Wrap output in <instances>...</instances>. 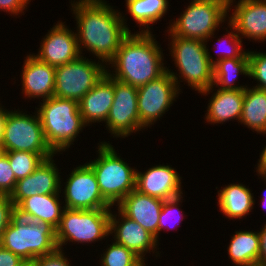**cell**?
Returning <instances> with one entry per match:
<instances>
[{"label":"cell","instance_id":"30bf717a","mask_svg":"<svg viewBox=\"0 0 266 266\" xmlns=\"http://www.w3.org/2000/svg\"><path fill=\"white\" fill-rule=\"evenodd\" d=\"M80 55L55 69L54 96L79 102L107 73L102 61Z\"/></svg>","mask_w":266,"mask_h":266},{"label":"cell","instance_id":"60d3db41","mask_svg":"<svg viewBox=\"0 0 266 266\" xmlns=\"http://www.w3.org/2000/svg\"><path fill=\"white\" fill-rule=\"evenodd\" d=\"M5 106H0V145L3 139V132H4V127H5V122H6V117H7V112L9 109H4Z\"/></svg>","mask_w":266,"mask_h":266},{"label":"cell","instance_id":"9a60e30c","mask_svg":"<svg viewBox=\"0 0 266 266\" xmlns=\"http://www.w3.org/2000/svg\"><path fill=\"white\" fill-rule=\"evenodd\" d=\"M59 20L43 37L37 54L32 53L41 62L57 67L77 59L81 54L76 31L69 29Z\"/></svg>","mask_w":266,"mask_h":266},{"label":"cell","instance_id":"ee69618b","mask_svg":"<svg viewBox=\"0 0 266 266\" xmlns=\"http://www.w3.org/2000/svg\"><path fill=\"white\" fill-rule=\"evenodd\" d=\"M18 266H36L34 260H22Z\"/></svg>","mask_w":266,"mask_h":266},{"label":"cell","instance_id":"4dcf8cb0","mask_svg":"<svg viewBox=\"0 0 266 266\" xmlns=\"http://www.w3.org/2000/svg\"><path fill=\"white\" fill-rule=\"evenodd\" d=\"M183 200L184 199L182 195H180L172 199H167L163 202L159 224H158V239L159 240H160L159 234H161L160 233L161 231H165V229H167V231L172 230V229L177 230V228H179L178 225H180L183 219H185L184 216L185 217L187 216V215H183L184 211H182L181 208H179Z\"/></svg>","mask_w":266,"mask_h":266},{"label":"cell","instance_id":"9c48e42d","mask_svg":"<svg viewBox=\"0 0 266 266\" xmlns=\"http://www.w3.org/2000/svg\"><path fill=\"white\" fill-rule=\"evenodd\" d=\"M25 112L19 108L8 110L1 142L3 152L55 154L46 142L38 112Z\"/></svg>","mask_w":266,"mask_h":266},{"label":"cell","instance_id":"f1b7e54d","mask_svg":"<svg viewBox=\"0 0 266 266\" xmlns=\"http://www.w3.org/2000/svg\"><path fill=\"white\" fill-rule=\"evenodd\" d=\"M9 159L10 166L16 180L30 175L45 160L56 154H35L32 152L10 151L4 152Z\"/></svg>","mask_w":266,"mask_h":266},{"label":"cell","instance_id":"d4e9b609","mask_svg":"<svg viewBox=\"0 0 266 266\" xmlns=\"http://www.w3.org/2000/svg\"><path fill=\"white\" fill-rule=\"evenodd\" d=\"M227 254L235 266H259V231L239 230L232 235Z\"/></svg>","mask_w":266,"mask_h":266},{"label":"cell","instance_id":"7a4b0ae2","mask_svg":"<svg viewBox=\"0 0 266 266\" xmlns=\"http://www.w3.org/2000/svg\"><path fill=\"white\" fill-rule=\"evenodd\" d=\"M164 61L162 47L152 32H130L107 63L110 68L113 67L111 71L107 66V74L139 88L166 72L167 63Z\"/></svg>","mask_w":266,"mask_h":266},{"label":"cell","instance_id":"603a6c76","mask_svg":"<svg viewBox=\"0 0 266 266\" xmlns=\"http://www.w3.org/2000/svg\"><path fill=\"white\" fill-rule=\"evenodd\" d=\"M61 194H37L24 199L16 208V214L31 221L48 222L55 228L60 224L64 210Z\"/></svg>","mask_w":266,"mask_h":266},{"label":"cell","instance_id":"6da1fadb","mask_svg":"<svg viewBox=\"0 0 266 266\" xmlns=\"http://www.w3.org/2000/svg\"><path fill=\"white\" fill-rule=\"evenodd\" d=\"M69 4L77 21L80 54L87 50L107 65L131 32L126 23L128 18L105 0H71Z\"/></svg>","mask_w":266,"mask_h":266},{"label":"cell","instance_id":"8d00e7d4","mask_svg":"<svg viewBox=\"0 0 266 266\" xmlns=\"http://www.w3.org/2000/svg\"><path fill=\"white\" fill-rule=\"evenodd\" d=\"M30 2L31 0H0V11L10 14V16L16 17L20 14L22 16Z\"/></svg>","mask_w":266,"mask_h":266},{"label":"cell","instance_id":"d6986e66","mask_svg":"<svg viewBox=\"0 0 266 266\" xmlns=\"http://www.w3.org/2000/svg\"><path fill=\"white\" fill-rule=\"evenodd\" d=\"M55 69L29 53L22 65L21 85L25 99L46 100L54 96Z\"/></svg>","mask_w":266,"mask_h":266},{"label":"cell","instance_id":"484cf974","mask_svg":"<svg viewBox=\"0 0 266 266\" xmlns=\"http://www.w3.org/2000/svg\"><path fill=\"white\" fill-rule=\"evenodd\" d=\"M240 124L245 125L257 134H266V90L246 87Z\"/></svg>","mask_w":266,"mask_h":266},{"label":"cell","instance_id":"ba28073f","mask_svg":"<svg viewBox=\"0 0 266 266\" xmlns=\"http://www.w3.org/2000/svg\"><path fill=\"white\" fill-rule=\"evenodd\" d=\"M178 18L169 21L168 30L182 38L209 42L218 27L228 22V10L219 3L206 0H191Z\"/></svg>","mask_w":266,"mask_h":266},{"label":"cell","instance_id":"ac0fdd59","mask_svg":"<svg viewBox=\"0 0 266 266\" xmlns=\"http://www.w3.org/2000/svg\"><path fill=\"white\" fill-rule=\"evenodd\" d=\"M234 4L228 22L238 35L252 42L266 41V0H238Z\"/></svg>","mask_w":266,"mask_h":266},{"label":"cell","instance_id":"277c9868","mask_svg":"<svg viewBox=\"0 0 266 266\" xmlns=\"http://www.w3.org/2000/svg\"><path fill=\"white\" fill-rule=\"evenodd\" d=\"M41 101L35 109L39 114L46 142L56 155L63 154L74 145L78 134L87 127L79 112L78 102L56 96Z\"/></svg>","mask_w":266,"mask_h":266},{"label":"cell","instance_id":"2e32d148","mask_svg":"<svg viewBox=\"0 0 266 266\" xmlns=\"http://www.w3.org/2000/svg\"><path fill=\"white\" fill-rule=\"evenodd\" d=\"M53 157L45 159L33 173L16 182L10 198L15 208L26 198L37 194H61V175Z\"/></svg>","mask_w":266,"mask_h":266},{"label":"cell","instance_id":"4316f807","mask_svg":"<svg viewBox=\"0 0 266 266\" xmlns=\"http://www.w3.org/2000/svg\"><path fill=\"white\" fill-rule=\"evenodd\" d=\"M126 13L139 26L138 32L150 33L151 24L161 21L168 13L169 0H125ZM143 29V30H142Z\"/></svg>","mask_w":266,"mask_h":266},{"label":"cell","instance_id":"d6a6232c","mask_svg":"<svg viewBox=\"0 0 266 266\" xmlns=\"http://www.w3.org/2000/svg\"><path fill=\"white\" fill-rule=\"evenodd\" d=\"M249 76L248 78H252L257 81L256 88H260L266 90V53L259 52L256 50L249 51Z\"/></svg>","mask_w":266,"mask_h":266},{"label":"cell","instance_id":"5bb4252c","mask_svg":"<svg viewBox=\"0 0 266 266\" xmlns=\"http://www.w3.org/2000/svg\"><path fill=\"white\" fill-rule=\"evenodd\" d=\"M116 210H118L117 213L115 211L110 213L109 235L114 239L111 240L133 251L144 262H146L147 253H155L158 258L161 252L157 251L159 250L157 238L139 223L125 216L118 208Z\"/></svg>","mask_w":266,"mask_h":266},{"label":"cell","instance_id":"f546056e","mask_svg":"<svg viewBox=\"0 0 266 266\" xmlns=\"http://www.w3.org/2000/svg\"><path fill=\"white\" fill-rule=\"evenodd\" d=\"M101 256V266H147L140 257L125 246L115 243L108 244Z\"/></svg>","mask_w":266,"mask_h":266},{"label":"cell","instance_id":"8fae6325","mask_svg":"<svg viewBox=\"0 0 266 266\" xmlns=\"http://www.w3.org/2000/svg\"><path fill=\"white\" fill-rule=\"evenodd\" d=\"M68 174L61 198L63 205L68 209L91 210V209H111L113 208L100 193L98 182L92 168L84 163L76 166Z\"/></svg>","mask_w":266,"mask_h":266},{"label":"cell","instance_id":"e0dca14e","mask_svg":"<svg viewBox=\"0 0 266 266\" xmlns=\"http://www.w3.org/2000/svg\"><path fill=\"white\" fill-rule=\"evenodd\" d=\"M181 180L170 165H154L144 172L136 170L135 190L165 201L184 194Z\"/></svg>","mask_w":266,"mask_h":266},{"label":"cell","instance_id":"b9f144b4","mask_svg":"<svg viewBox=\"0 0 266 266\" xmlns=\"http://www.w3.org/2000/svg\"><path fill=\"white\" fill-rule=\"evenodd\" d=\"M206 1H212V2L219 3L220 5H222L223 7H225L228 10V13H231L230 12L231 7L236 0H206Z\"/></svg>","mask_w":266,"mask_h":266},{"label":"cell","instance_id":"74e56055","mask_svg":"<svg viewBox=\"0 0 266 266\" xmlns=\"http://www.w3.org/2000/svg\"><path fill=\"white\" fill-rule=\"evenodd\" d=\"M23 259L0 244V266H18Z\"/></svg>","mask_w":266,"mask_h":266},{"label":"cell","instance_id":"7402d4cb","mask_svg":"<svg viewBox=\"0 0 266 266\" xmlns=\"http://www.w3.org/2000/svg\"><path fill=\"white\" fill-rule=\"evenodd\" d=\"M114 100V78L107 73L78 102L79 112L87 126L106 121Z\"/></svg>","mask_w":266,"mask_h":266},{"label":"cell","instance_id":"ab89813d","mask_svg":"<svg viewBox=\"0 0 266 266\" xmlns=\"http://www.w3.org/2000/svg\"><path fill=\"white\" fill-rule=\"evenodd\" d=\"M260 159H258V163L256 166V172L258 177L259 176H265L266 177V146L263 147L262 151L260 152L259 155Z\"/></svg>","mask_w":266,"mask_h":266},{"label":"cell","instance_id":"5b68a950","mask_svg":"<svg viewBox=\"0 0 266 266\" xmlns=\"http://www.w3.org/2000/svg\"><path fill=\"white\" fill-rule=\"evenodd\" d=\"M97 145L98 157L87 164L95 173L103 198L113 207L135 189L136 167H131L111 143L101 141Z\"/></svg>","mask_w":266,"mask_h":266},{"label":"cell","instance_id":"d590c367","mask_svg":"<svg viewBox=\"0 0 266 266\" xmlns=\"http://www.w3.org/2000/svg\"><path fill=\"white\" fill-rule=\"evenodd\" d=\"M64 250L57 249L55 252L49 254L40 256L36 259L35 265L36 266H71L72 263L69 258H67V255H65L66 252H63Z\"/></svg>","mask_w":266,"mask_h":266},{"label":"cell","instance_id":"7bdbcfd3","mask_svg":"<svg viewBox=\"0 0 266 266\" xmlns=\"http://www.w3.org/2000/svg\"><path fill=\"white\" fill-rule=\"evenodd\" d=\"M259 178L263 179L265 182H266V177L265 176H260ZM265 194V195H264ZM264 194L262 197H260V200H261V205L262 206V209L266 210V189L264 190Z\"/></svg>","mask_w":266,"mask_h":266},{"label":"cell","instance_id":"3957f363","mask_svg":"<svg viewBox=\"0 0 266 266\" xmlns=\"http://www.w3.org/2000/svg\"><path fill=\"white\" fill-rule=\"evenodd\" d=\"M166 32L170 42L168 43L169 56L172 57L178 74L171 71L169 66L166 71L175 80L179 91H182L180 82L183 81L198 93L209 89L213 85L214 57L210 54L208 43L174 36L168 29Z\"/></svg>","mask_w":266,"mask_h":266},{"label":"cell","instance_id":"1f68e13d","mask_svg":"<svg viewBox=\"0 0 266 266\" xmlns=\"http://www.w3.org/2000/svg\"><path fill=\"white\" fill-rule=\"evenodd\" d=\"M227 25V28L232 31L230 32L227 28H225V30L228 31V34H223L222 38L219 36V38H217L218 40H215L217 43L221 44L223 50L220 53L219 51L221 49L217 51L218 57L215 58L214 64L223 59L243 58L248 53V50L243 49V40L236 32V29L229 22H227Z\"/></svg>","mask_w":266,"mask_h":266},{"label":"cell","instance_id":"52a82bcc","mask_svg":"<svg viewBox=\"0 0 266 266\" xmlns=\"http://www.w3.org/2000/svg\"><path fill=\"white\" fill-rule=\"evenodd\" d=\"M111 209L78 210L64 208L56 228L57 247L63 250L68 242L88 244L110 236ZM88 243V244H87Z\"/></svg>","mask_w":266,"mask_h":266},{"label":"cell","instance_id":"8992f818","mask_svg":"<svg viewBox=\"0 0 266 266\" xmlns=\"http://www.w3.org/2000/svg\"><path fill=\"white\" fill-rule=\"evenodd\" d=\"M0 244L23 260H34L58 249L56 228L48 222L31 221L15 214Z\"/></svg>","mask_w":266,"mask_h":266},{"label":"cell","instance_id":"83f0119b","mask_svg":"<svg viewBox=\"0 0 266 266\" xmlns=\"http://www.w3.org/2000/svg\"><path fill=\"white\" fill-rule=\"evenodd\" d=\"M240 74L249 76L248 53L243 58H228L216 62L213 65V85L222 90L245 89L247 85L235 84Z\"/></svg>","mask_w":266,"mask_h":266},{"label":"cell","instance_id":"cb8c5ba5","mask_svg":"<svg viewBox=\"0 0 266 266\" xmlns=\"http://www.w3.org/2000/svg\"><path fill=\"white\" fill-rule=\"evenodd\" d=\"M217 204L219 210L229 220L242 219L247 217L254 209V194L248 186L242 183H231L217 190Z\"/></svg>","mask_w":266,"mask_h":266},{"label":"cell","instance_id":"f6af8a7d","mask_svg":"<svg viewBox=\"0 0 266 266\" xmlns=\"http://www.w3.org/2000/svg\"><path fill=\"white\" fill-rule=\"evenodd\" d=\"M2 153H3V148L0 145V156H1Z\"/></svg>","mask_w":266,"mask_h":266},{"label":"cell","instance_id":"e575fe53","mask_svg":"<svg viewBox=\"0 0 266 266\" xmlns=\"http://www.w3.org/2000/svg\"><path fill=\"white\" fill-rule=\"evenodd\" d=\"M16 214L15 206L8 195H0V242L4 231Z\"/></svg>","mask_w":266,"mask_h":266},{"label":"cell","instance_id":"f35d334b","mask_svg":"<svg viewBox=\"0 0 266 266\" xmlns=\"http://www.w3.org/2000/svg\"><path fill=\"white\" fill-rule=\"evenodd\" d=\"M259 236H260L259 266H266V222L260 228Z\"/></svg>","mask_w":266,"mask_h":266},{"label":"cell","instance_id":"44dd1931","mask_svg":"<svg viewBox=\"0 0 266 266\" xmlns=\"http://www.w3.org/2000/svg\"><path fill=\"white\" fill-rule=\"evenodd\" d=\"M215 92L213 93V91ZM244 90H222L216 89L212 85L209 89L200 92L202 95H209L213 93L209 98V103L207 104V111H205V121L208 124H223L224 122H229L232 120H238L240 122V117L242 113L243 100H244Z\"/></svg>","mask_w":266,"mask_h":266},{"label":"cell","instance_id":"7c38bea8","mask_svg":"<svg viewBox=\"0 0 266 266\" xmlns=\"http://www.w3.org/2000/svg\"><path fill=\"white\" fill-rule=\"evenodd\" d=\"M140 125L147 130L169 111L180 91L170 73L137 88Z\"/></svg>","mask_w":266,"mask_h":266},{"label":"cell","instance_id":"836d02e7","mask_svg":"<svg viewBox=\"0 0 266 266\" xmlns=\"http://www.w3.org/2000/svg\"><path fill=\"white\" fill-rule=\"evenodd\" d=\"M16 182L8 156L3 152L0 156V195L10 196L15 189Z\"/></svg>","mask_w":266,"mask_h":266},{"label":"cell","instance_id":"ffe728a7","mask_svg":"<svg viewBox=\"0 0 266 266\" xmlns=\"http://www.w3.org/2000/svg\"><path fill=\"white\" fill-rule=\"evenodd\" d=\"M164 200L142 194L137 190L131 191L115 208L125 216L139 223L144 229L158 240V224Z\"/></svg>","mask_w":266,"mask_h":266},{"label":"cell","instance_id":"4fadbf2b","mask_svg":"<svg viewBox=\"0 0 266 266\" xmlns=\"http://www.w3.org/2000/svg\"><path fill=\"white\" fill-rule=\"evenodd\" d=\"M113 138H125L145 130L140 125L137 88L114 79V100L105 121Z\"/></svg>","mask_w":266,"mask_h":266}]
</instances>
